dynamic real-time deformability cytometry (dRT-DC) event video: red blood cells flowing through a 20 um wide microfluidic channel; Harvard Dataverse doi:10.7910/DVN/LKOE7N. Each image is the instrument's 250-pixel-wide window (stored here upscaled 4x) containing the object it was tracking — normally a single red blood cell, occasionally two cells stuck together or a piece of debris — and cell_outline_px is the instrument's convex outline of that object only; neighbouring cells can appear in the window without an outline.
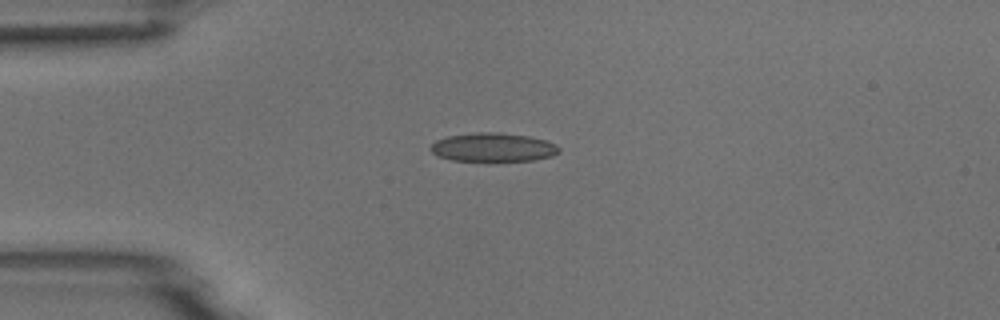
{"species": "common noctule bat (a hibernating species)", "species_latin": "Nyctalus noctula", "temperature_condition": "room temperature", "stored_images_in_passage": 10, "camera_frame_rate_fps": 3000, "um_per_image_px": 0.085, "animal": {"sex": "male", "body_mass_g": 18.8}, "frame": {"image": 1, "passage_image": 4, "time_ms": 3.667, "image_size_px": [1000, 320], "cell_outline_px": [[560, 152], [552, 156], [532, 160], [452, 160], [440, 156], [432, 152], [428, 148], [436, 140], [448, 136], [476, 132], [496, 132], [528, 136], [544, 140], [556, 144], [560, 148]], "centroid_in_image_um": [41.91, 12.51], "position_along_channel_um": 43.1, "area_um2": 21.21}}
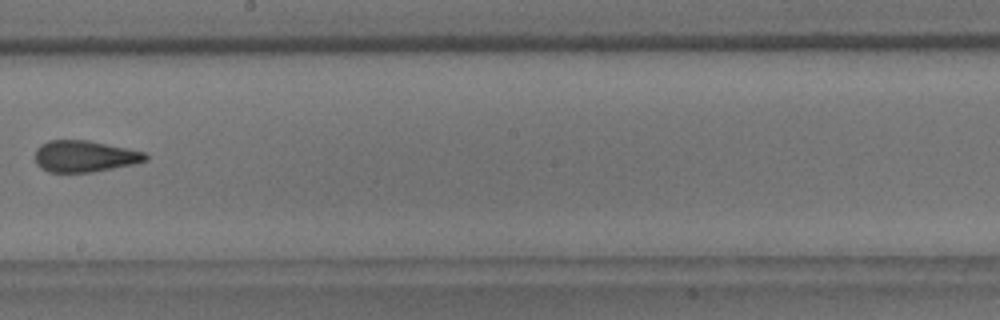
{"frame": {"image": 2, "passage_image": 9, "time_ms": 9.333, "image_size_px": [1000, 320], "cell_outline_px": [[148, 160], [136, 164], [92, 172], [48, 172], [40, 168], [36, 164], [36, 148], [40, 144], [48, 140], [88, 140], [128, 148], [144, 152], [148, 156]], "centroid_in_image_um": [7.2, 13.28], "position_along_channel_um": 241.0, "area_um2": 20.46}}